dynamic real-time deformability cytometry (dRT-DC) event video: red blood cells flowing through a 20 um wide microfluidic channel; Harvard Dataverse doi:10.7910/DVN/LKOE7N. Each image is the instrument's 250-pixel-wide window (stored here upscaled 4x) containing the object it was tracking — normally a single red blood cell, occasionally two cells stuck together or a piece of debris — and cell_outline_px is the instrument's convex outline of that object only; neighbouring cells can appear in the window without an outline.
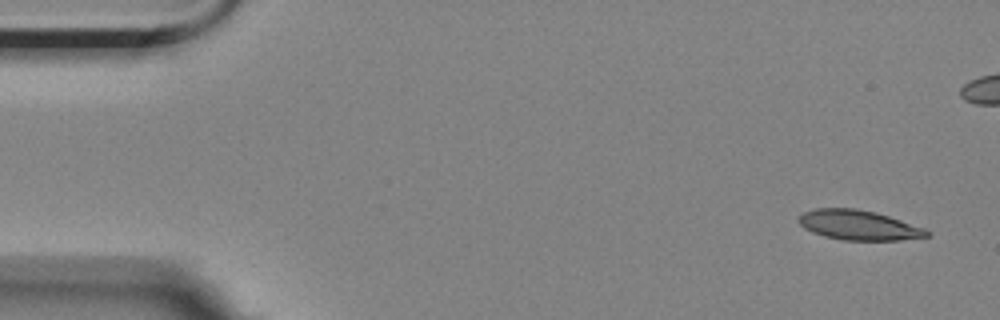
{"species": "Egyptian fruit bat (a non-hibernating species)", "species_latin": "Rousettus aegyptiacus", "temperature_condition": "room temperature", "stored_images_in_passage": 6, "segment_of_instrument_passage": [2, 2], "camera_frame_rate_fps": 3000, "um_per_image_px": 0.085, "animal": {"sex": "female"}, "frame": {"image": 1, "passage_image": 6, "time_ms": 5.667, "image_size_px": [1000, 320], "cell_outline_px": [[932, 232], [928, 236], [900, 240], [844, 240], [824, 236], [812, 232], [804, 228], [796, 220], [804, 212], [816, 208], [856, 208], [876, 212], [924, 228]], "centroid_in_image_um": [72.97, 19.13], "position_along_channel_um": 12.0, "area_um2": 22.2}}